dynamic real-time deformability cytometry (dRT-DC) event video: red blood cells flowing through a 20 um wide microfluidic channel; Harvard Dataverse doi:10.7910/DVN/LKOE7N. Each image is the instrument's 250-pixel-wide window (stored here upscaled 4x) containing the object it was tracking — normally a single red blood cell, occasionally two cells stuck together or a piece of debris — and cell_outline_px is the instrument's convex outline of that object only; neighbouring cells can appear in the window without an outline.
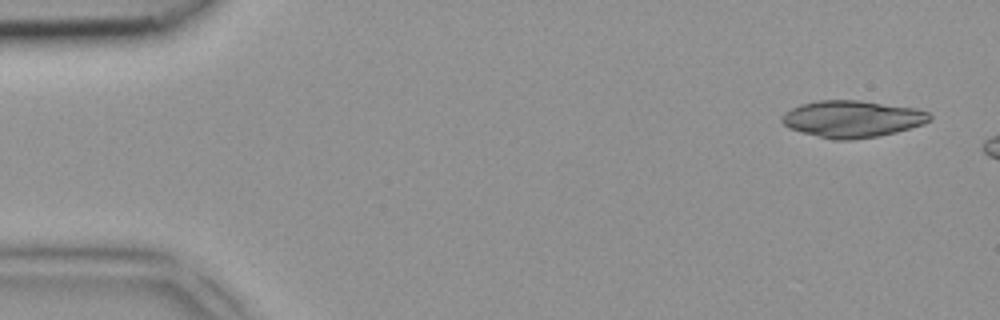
{"species": "common noctule bat (a hibernating species)", "species_latin": "Nyctalus noctula", "temperature_condition": "room temperature", "stored_images_in_passage": 2, "camera_frame_rate_fps": 3000, "um_per_image_px": 0.085, "animal": {"sex": "female", "body_mass_g": 18.4}, "frame": {"image": 1, "passage_image": 1, "time_ms": 0.0, "image_size_px": [1000, 320], "cell_outline_px": [[932, 120], [924, 124], [896, 132], [876, 136], [848, 140], [836, 140], [788, 128], [780, 120], [780, 116], [784, 112], [800, 104], [820, 100], [860, 100], [916, 108], [928, 112], [932, 116]], "centroid_in_image_um": [72.45, 10.09], "position_along_channel_um": 12.6, "area_um2": 31.67}}